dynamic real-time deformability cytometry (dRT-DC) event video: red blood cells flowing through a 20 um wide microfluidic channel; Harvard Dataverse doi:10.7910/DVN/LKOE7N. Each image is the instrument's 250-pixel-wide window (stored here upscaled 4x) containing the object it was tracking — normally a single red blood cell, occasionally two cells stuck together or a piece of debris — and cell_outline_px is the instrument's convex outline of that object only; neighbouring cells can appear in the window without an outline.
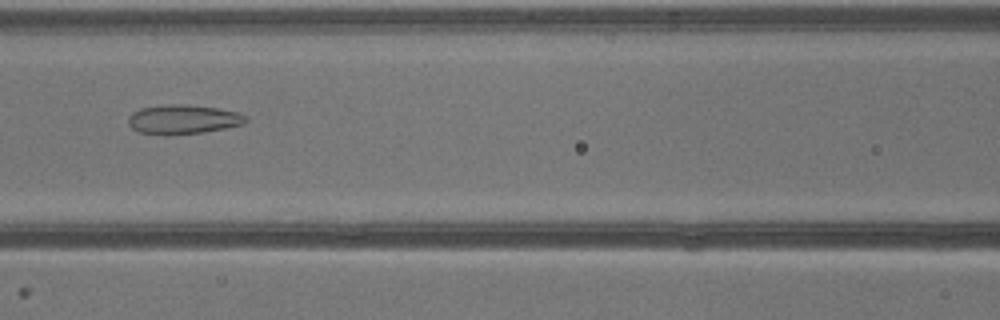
{"species": "common noctule bat (a hibernating species)", "species_latin": "Nyctalus noctula", "temperature_condition": "warm", "stored_images_in_passage": 40, "camera_frame_rate_fps": 3000, "um_per_image_px": 0.085, "animal": {"sex": "male", "body_mass_g": 13.3}, "frame": {"image": 1, "passage_image": 18, "time_ms": 5.667, "image_size_px": [1000, 320], "cell_outline_px": [[248, 120], [244, 124], [204, 132], [140, 132], [132, 128], [128, 124], [128, 116], [132, 112], [140, 108], [172, 104], [184, 104], [216, 108], [236, 112], [248, 116]], "centroid_in_image_um": [15.6, 10.1], "position_along_channel_um": 151.0, "area_um2": 19.25}}
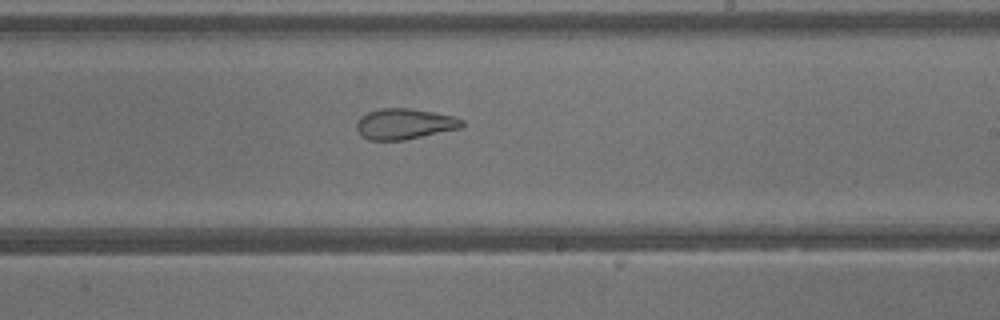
{"frame": {"image": 2, "passage_image": 24, "time_ms": 7.667, "image_size_px": [1000, 320], "cell_outline_px": [[464, 128], [404, 140], [368, 140], [356, 128], [356, 120], [360, 116], [368, 112], [380, 108], [408, 108], [456, 116], [464, 120]], "centroid_in_image_um": [34.43, 10.53], "position_along_channel_um": 254.6, "area_um2": 19.07}}
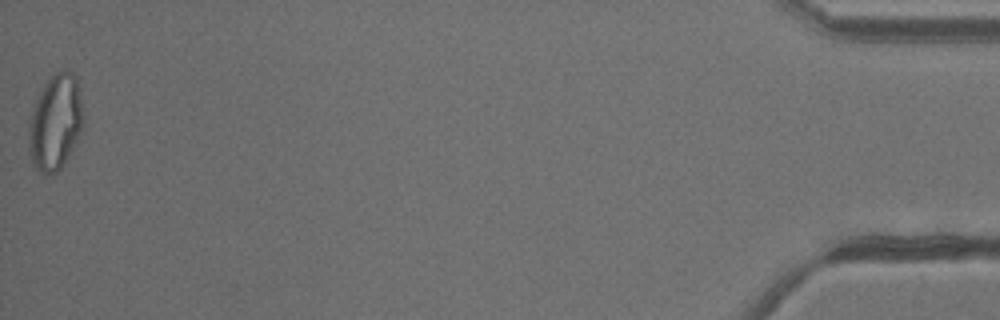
{"frame": {"image": 3, "passage_image": 40, "time_ms": 13.0, "image_size_px": [1000, 320], "cell_outline_px": [[84, 128], [64, 164], [56, 172], [44, 176], [32, 164], [28, 148], [28, 132], [32, 112], [36, 100], [44, 84], [56, 72], [64, 68], [72, 72], [76, 76], [80, 96], [84, 120]], "centroid_in_image_um": [4.72, 10.42], "position_along_channel_um": 430.5, "area_um2": 30.63}}